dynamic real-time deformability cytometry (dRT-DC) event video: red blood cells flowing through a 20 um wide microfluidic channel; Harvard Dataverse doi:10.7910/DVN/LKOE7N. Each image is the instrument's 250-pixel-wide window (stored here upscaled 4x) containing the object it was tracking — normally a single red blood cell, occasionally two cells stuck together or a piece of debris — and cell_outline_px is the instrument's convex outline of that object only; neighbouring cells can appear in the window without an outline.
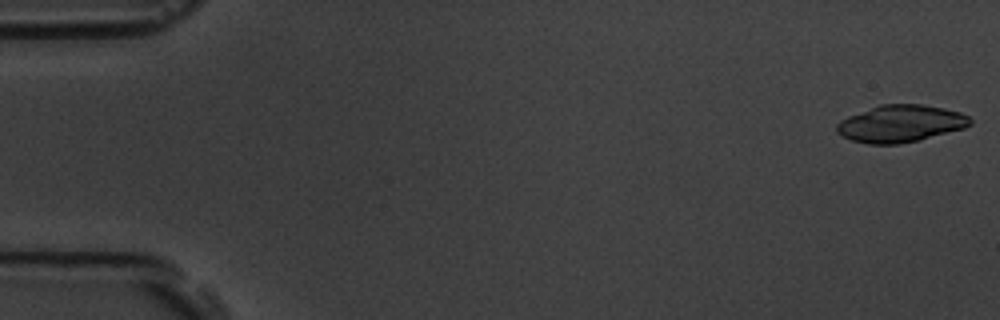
{"species": "common noctule bat (a hibernating species)", "species_latin": "Nyctalus noctula", "temperature_condition": "room temperature", "stored_images_in_passage": 5, "camera_frame_rate_fps": 3000, "um_per_image_px": 0.085, "animal": {"sex": "male", "body_mass_g": 19.5, "forearm_length_mm": 54.6}, "frame": {"image": 1, "passage_image": 1, "time_ms": 0.0, "image_size_px": [1000, 320], "cell_outline_px": [[972, 124], [964, 128], [920, 140], [900, 144], [868, 144], [852, 140], [836, 132], [836, 124], [840, 120], [848, 116], [880, 104], [920, 104], [944, 108], [960, 112], [968, 116], [972, 120]], "centroid_in_image_um": [76.55, 10.51], "position_along_channel_um": 8.4, "area_um2": 28.9}}